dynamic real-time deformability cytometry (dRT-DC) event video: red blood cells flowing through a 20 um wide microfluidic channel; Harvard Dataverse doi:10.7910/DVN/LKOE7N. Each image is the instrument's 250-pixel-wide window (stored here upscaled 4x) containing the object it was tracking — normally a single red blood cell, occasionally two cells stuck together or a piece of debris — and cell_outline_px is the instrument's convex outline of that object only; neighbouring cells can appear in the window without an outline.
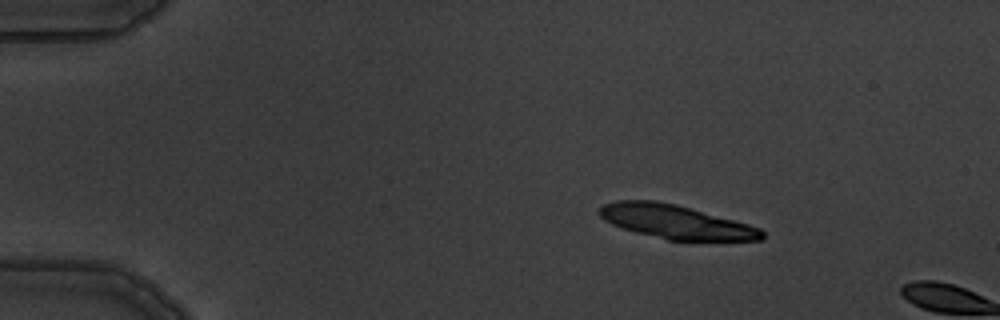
{"species": "common noctule bat (a hibernating species)", "species_latin": "Nyctalus noctula", "temperature_condition": "warm", "stored_images_in_passage": 3, "camera_frame_rate_fps": 3000, "um_per_image_px": 0.085, "animal": {"sex": "male", "body_mass_g": 19.5, "forearm_length_mm": 54.6}, "frame": {"image": 1, "passage_image": 2, "time_ms": 1.333, "image_size_px": [1000, 320], "cell_outline_px": [[764, 240], [668, 240], [636, 232], [612, 224], [604, 220], [596, 212], [604, 204], [616, 200], [656, 200], [676, 204], [748, 224], [760, 228], [764, 232]], "centroid_in_image_um": [57.41, 18.85], "position_along_channel_um": 27.6, "area_um2": 31.79}}